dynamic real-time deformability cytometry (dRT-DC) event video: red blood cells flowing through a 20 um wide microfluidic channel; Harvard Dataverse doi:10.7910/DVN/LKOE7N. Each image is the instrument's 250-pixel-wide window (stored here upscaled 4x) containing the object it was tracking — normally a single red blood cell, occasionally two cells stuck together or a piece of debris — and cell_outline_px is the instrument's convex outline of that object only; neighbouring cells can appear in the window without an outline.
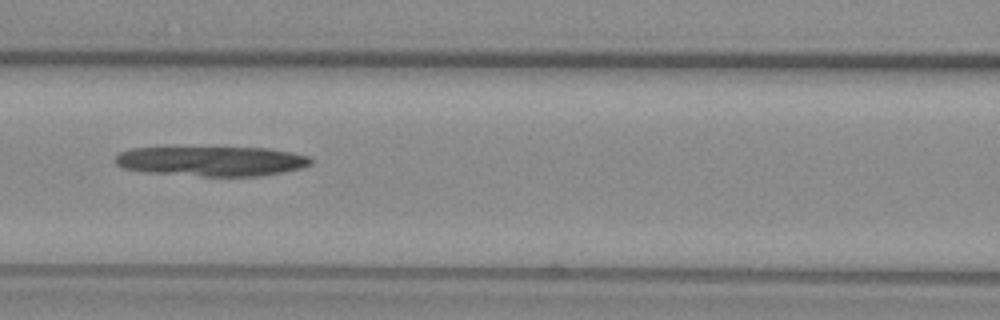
{"species": "common noctule bat (a hibernating species)", "species_latin": "Nyctalus noctula", "temperature_condition": "warm", "stored_images_in_passage": 38, "camera_frame_rate_fps": 3000, "um_per_image_px": 0.085, "animal": {"sex": "female", "body_mass_g": 29.2, "forearm_length_mm": 56.3}, "frame": {"image": 1, "passage_image": 12, "time_ms": 3.667, "image_size_px": [1000, 320], "cell_outline_px": [[312, 164], [300, 168], [260, 176], [204, 176], [144, 172], [124, 168], [116, 164], [116, 156], [120, 152], [132, 148], [268, 148], [292, 152], [308, 156], [312, 160]], "centroid_in_image_um": [18.0, 13.7], "position_along_channel_um": 148.6, "area_um2": 33.64}}
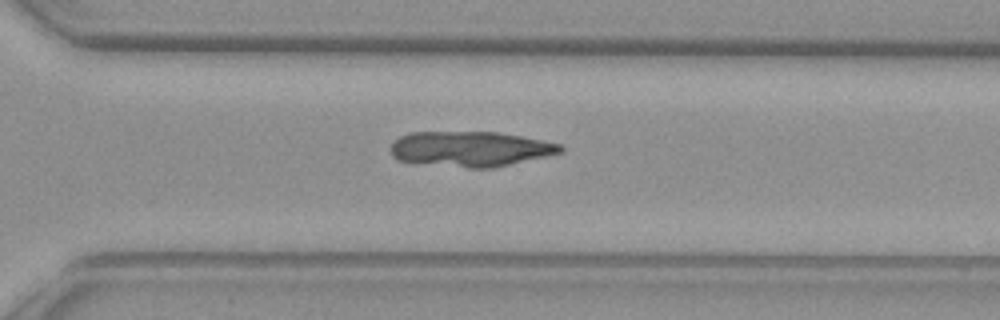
{"frame": {"image": 2, "passage_image": 26, "time_ms": 8.333, "image_size_px": [1000, 320], "cell_outline_px": [[564, 152], [492, 168], [468, 168], [396, 160], [392, 156], [392, 144], [400, 136], [408, 132], [496, 132], [520, 136], [560, 144], [564, 148]], "centroid_in_image_um": [39.98, 12.66], "position_along_channel_um": 330.6, "area_um2": 34.56}}
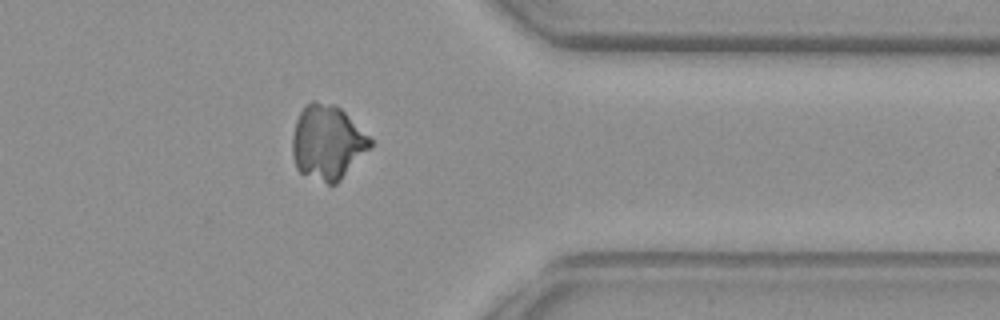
{"frame": {"image": 3, "passage_image": 31, "time_ms": 10.0, "image_size_px": [1000, 320], "cell_outline_px": [[372, 148], [336, 184], [328, 184], [300, 172], [296, 168], [292, 156], [292, 136], [296, 120], [300, 112], [312, 100], [316, 100], [336, 104], [372, 140]], "centroid_in_image_um": [27.82, 12.1], "position_along_channel_um": 383.6, "area_um2": 33.81}}